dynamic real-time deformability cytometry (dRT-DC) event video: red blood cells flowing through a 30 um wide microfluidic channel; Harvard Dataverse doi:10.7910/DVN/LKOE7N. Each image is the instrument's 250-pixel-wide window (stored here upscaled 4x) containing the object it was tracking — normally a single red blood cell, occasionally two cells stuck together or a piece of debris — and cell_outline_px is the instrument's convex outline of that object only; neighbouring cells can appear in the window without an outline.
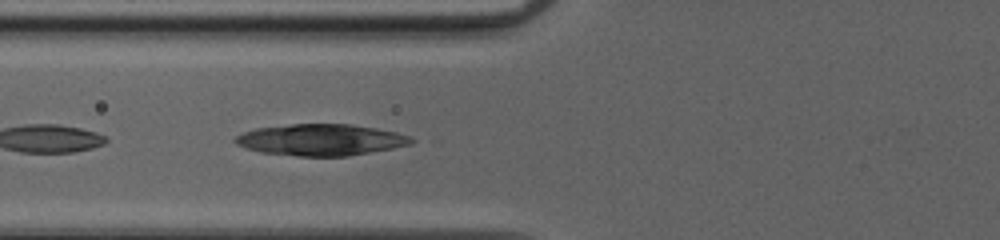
{"species": "common noctule bat (a hibernating species)", "species_latin": "Nyctalus noctula", "temperature_condition": "cold", "stored_images_in_passage": 8, "camera_frame_rate_fps": 3000, "um_per_image_px": 0.085, "animal": {"sex": "female", "body_mass_g": 20.0, "forearm_length_mm": 54.0}, "frame": {"image": 1, "passage_image": 5, "time_ms": 1.333, "image_size_px": [1000, 240], "cell_outline_px": [[416, 140], [412, 144], [392, 148], [348, 156], [296, 156], [260, 152], [236, 144], [232, 140], [236, 136], [244, 132], [256, 128], [292, 124], [352, 124], [376, 128], [396, 132], [408, 136]], "centroid_in_image_um": [27.27, 11.88], "position_along_channel_um": 98.5, "area_um2": 32.19}}